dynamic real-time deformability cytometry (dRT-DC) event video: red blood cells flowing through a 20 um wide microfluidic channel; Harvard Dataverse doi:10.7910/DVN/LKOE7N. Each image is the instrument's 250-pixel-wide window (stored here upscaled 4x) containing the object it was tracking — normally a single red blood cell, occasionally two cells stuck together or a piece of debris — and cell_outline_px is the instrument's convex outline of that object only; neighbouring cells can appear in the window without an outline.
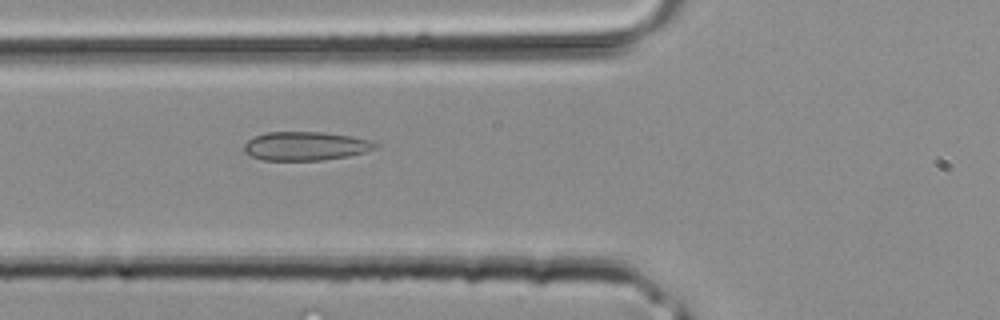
{"species": "common noctule bat (a hibernating species)", "species_latin": "Nyctalus noctula", "temperature_condition": "room temperature", "stored_images_in_passage": 4, "camera_frame_rate_fps": 3000, "um_per_image_px": 0.085, "animal": {"sex": "male", "body_mass_g": 20.4}, "frame": {"image": 1, "passage_image": 3, "time_ms": 0.667, "image_size_px": [1000, 320], "cell_outline_px": [[380, 144], [376, 148], [364, 152], [348, 156], [324, 160], [260, 160], [244, 152], [244, 144], [248, 140], [264, 132], [324, 132], [348, 136], [368, 140]], "centroid_in_image_um": [25.95, 12.42], "position_along_channel_um": 99.9, "area_um2": 21.91}}